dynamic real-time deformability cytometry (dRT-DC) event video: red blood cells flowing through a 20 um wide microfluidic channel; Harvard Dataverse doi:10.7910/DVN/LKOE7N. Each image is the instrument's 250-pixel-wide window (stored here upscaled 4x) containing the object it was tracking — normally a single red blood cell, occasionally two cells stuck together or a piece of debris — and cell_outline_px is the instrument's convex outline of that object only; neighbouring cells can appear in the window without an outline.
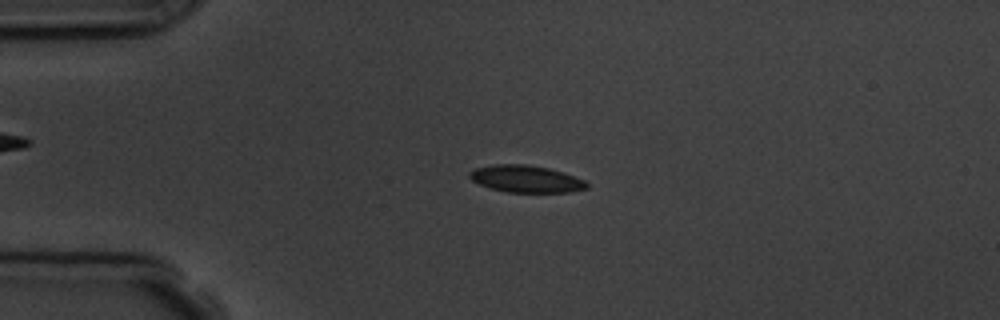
{"species": "common noctule bat (a hibernating species)", "species_latin": "Nyctalus noctula", "temperature_condition": "room temperature", "stored_images_in_passage": 3, "camera_frame_rate_fps": 3000, "um_per_image_px": 0.085, "animal": {"sex": "male", "body_mass_g": 19.5, "forearm_length_mm": 54.6}, "frame": {"image": 1, "passage_image": 1, "time_ms": 0.0, "image_size_px": [1000, 320], "cell_outline_px": [[588, 188], [568, 192], [508, 192], [492, 188], [480, 184], [472, 180], [468, 176], [468, 172], [476, 168], [492, 164], [528, 164], [548, 168], [564, 172], [584, 180], [588, 184]], "centroid_in_image_um": [44.71, 15.19], "position_along_channel_um": 40.3, "area_um2": 18.44}}